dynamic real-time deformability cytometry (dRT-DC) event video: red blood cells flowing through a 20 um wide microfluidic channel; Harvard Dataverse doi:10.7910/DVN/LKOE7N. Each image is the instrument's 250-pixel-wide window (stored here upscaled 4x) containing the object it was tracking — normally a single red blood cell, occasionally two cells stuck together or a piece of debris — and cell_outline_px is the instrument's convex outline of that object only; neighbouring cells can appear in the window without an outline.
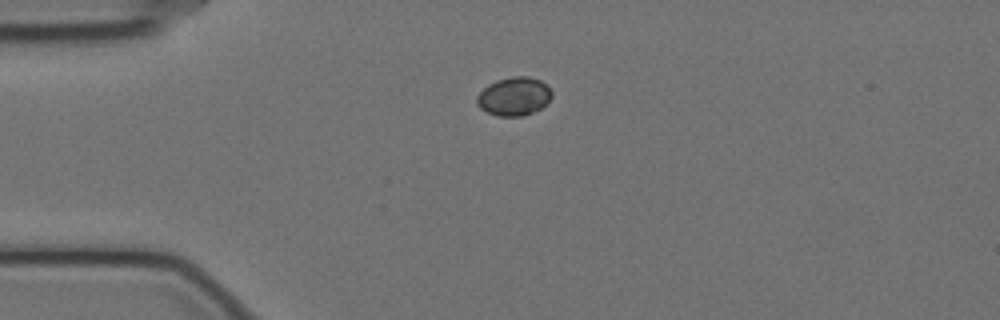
{"species": "Egyptian fruit bat (a non-hibernating species)", "species_latin": "Rousettus aegyptiacus", "temperature_condition": "cold", "stored_images_in_passage": 3, "camera_frame_rate_fps": 3000, "um_per_image_px": 0.085, "animal": {"sex": "female"}, "frame": {"image": 1, "passage_image": 1, "time_ms": 0.0, "image_size_px": [1000, 320], "cell_outline_px": [[552, 96], [540, 108], [532, 112], [520, 116], [496, 116], [480, 108], [476, 104], [476, 96], [488, 84], [496, 80], [512, 76], [528, 76], [540, 80], [548, 84], [552, 92]], "centroid_in_image_um": [43.68, 8.17], "position_along_channel_um": 41.3, "area_um2": 16.82}}
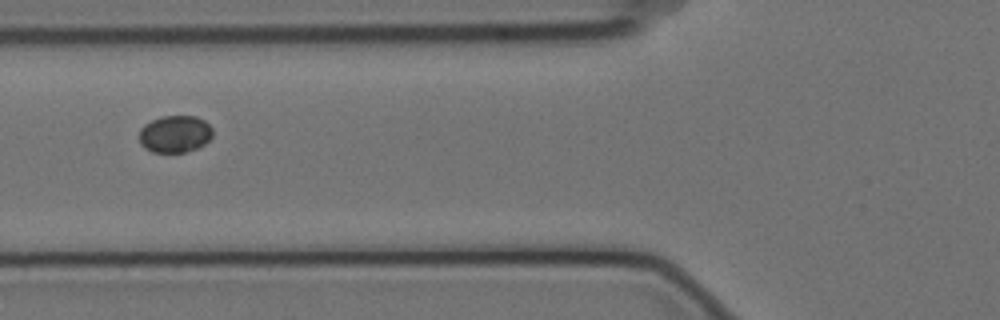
{"frame": {"image": 2, "passage_image": 3, "time_ms": 0.667, "image_size_px": [1000, 320], "cell_outline_px": [[212, 136], [204, 144], [196, 148], [184, 152], [152, 152], [144, 148], [140, 144], [140, 128], [144, 124], [160, 116], [196, 116], [204, 120], [212, 128]], "centroid_in_image_um": [14.85, 11.38], "position_along_channel_um": 110.9, "area_um2": 15.9}}